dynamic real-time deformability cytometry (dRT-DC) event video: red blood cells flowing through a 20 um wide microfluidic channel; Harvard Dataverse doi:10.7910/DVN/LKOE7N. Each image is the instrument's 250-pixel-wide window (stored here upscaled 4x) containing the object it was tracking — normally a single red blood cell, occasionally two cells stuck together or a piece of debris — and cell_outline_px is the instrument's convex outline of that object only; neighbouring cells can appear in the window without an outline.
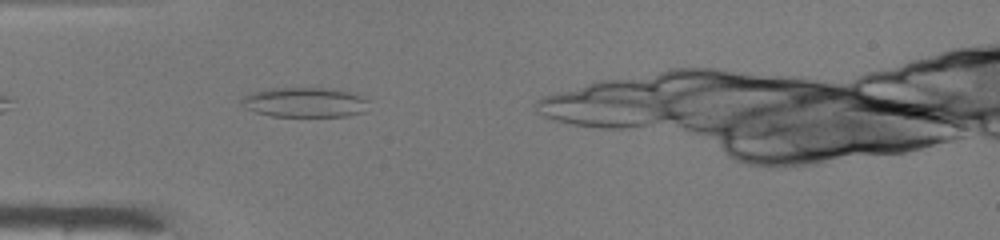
{"species": "common noctule bat (a hibernating species)", "species_latin": "Nyctalus noctula", "temperature_condition": "warm", "stored_images_in_passage": 4, "camera_frame_rate_fps": 3000, "um_per_image_px": 0.085, "animal": {"sex": "male", "body_mass_g": 19.0, "forearm_length_mm": 50.8}, "frame": {"image": 1, "passage_image": 1, "time_ms": 0.0, "image_size_px": [1000, 240], "cell_outline_px": [[372, 100], [364, 112], [348, 116], [272, 116], [256, 112], [248, 108], [240, 100], [244, 96], [252, 92], [268, 88], [324, 88], [348, 92]], "centroid_in_image_um": [25.95, 8.7], "position_along_channel_um": 59.0, "area_um2": 22.02}}